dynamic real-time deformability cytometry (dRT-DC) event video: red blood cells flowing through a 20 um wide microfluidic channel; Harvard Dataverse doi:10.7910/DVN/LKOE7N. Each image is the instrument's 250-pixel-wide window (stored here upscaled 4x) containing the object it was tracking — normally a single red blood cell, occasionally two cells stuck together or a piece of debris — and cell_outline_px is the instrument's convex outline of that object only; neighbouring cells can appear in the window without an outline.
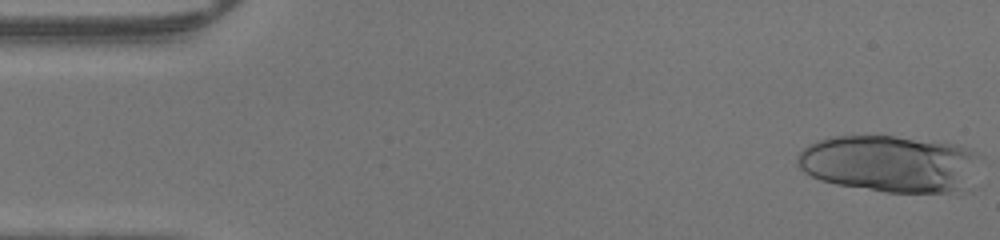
{"species": "human", "species_latin": "Homo sapiens", "temperature_condition": "warm", "stored_images_in_passage": 25, "camera_frame_rate_fps": 3000, "um_per_image_px": 0.085, "donor": {"sex": "male"}, "frame": {"image": 1, "passage_image": 1, "time_ms": 0.0, "image_size_px": [1000, 240], "cell_outline_px": [[984, 160], [960, 188], [948, 192], [884, 192], [836, 184], [820, 180], [804, 172], [796, 164], [796, 160], [800, 152], [808, 144], [832, 136], [892, 136], [956, 144], [968, 148], [984, 156]], "centroid_in_image_um": [75.62, 13.89], "position_along_channel_um": 9.4, "area_um2": 60.46}}
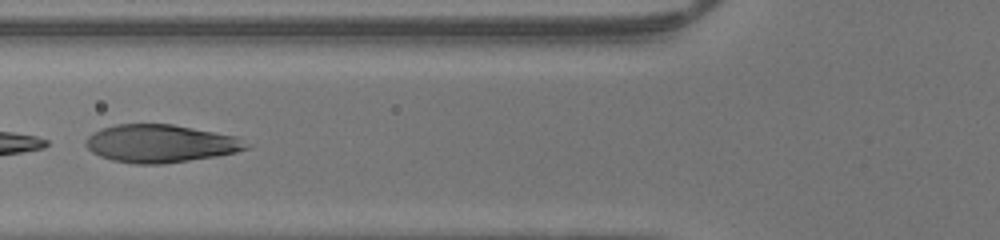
{"frame": {"image": 2, "passage_image": 18, "time_ms": 5.667, "image_size_px": [1000, 240], "cell_outline_px": [[252, 144], [248, 148], [236, 152], [216, 156], [164, 164], [132, 164], [112, 160], [100, 156], [92, 152], [84, 144], [84, 140], [92, 132], [100, 128], [116, 124], [172, 124], [236, 136]], "centroid_in_image_um": [13.62, 12.2], "position_along_channel_um": 112.2, "area_um2": 35.66}}
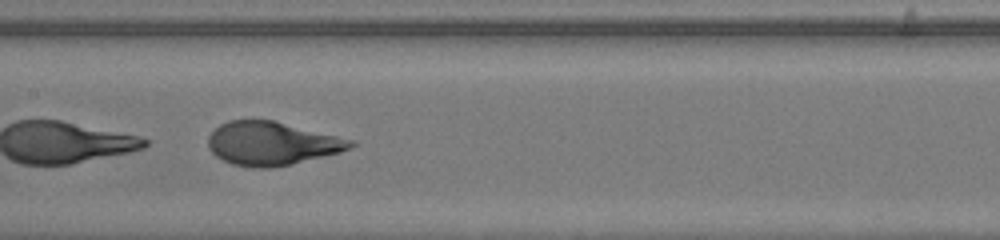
{"frame": {"image": 3, "passage_image": 23, "time_ms": 7.333, "image_size_px": [1000, 240], "cell_outline_px": [[356, 144], [352, 148], [340, 152], [292, 164], [272, 168], [252, 168], [232, 164], [216, 156], [208, 148], [208, 136], [220, 124], [228, 120], [272, 120], [356, 140]], "centroid_in_image_um": [23.12, 12.2], "position_along_channel_um": 184.3, "area_um2": 36.18}}